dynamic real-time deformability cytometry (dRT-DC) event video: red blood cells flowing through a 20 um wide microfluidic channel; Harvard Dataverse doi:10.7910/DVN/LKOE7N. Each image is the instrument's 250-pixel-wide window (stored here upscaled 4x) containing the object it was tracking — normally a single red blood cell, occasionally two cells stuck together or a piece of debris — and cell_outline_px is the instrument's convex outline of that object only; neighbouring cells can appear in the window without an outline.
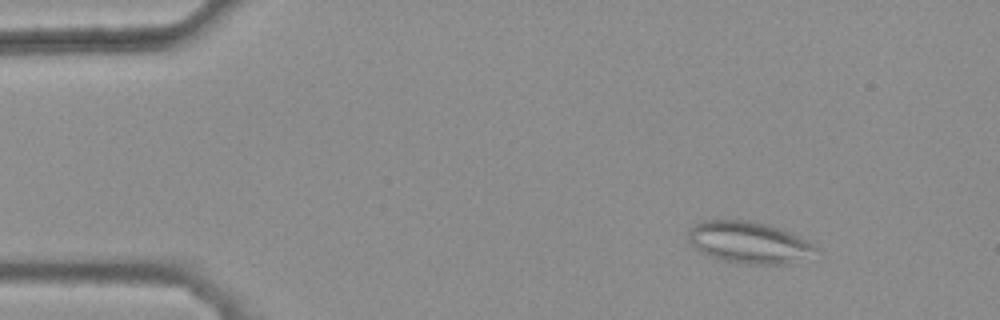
{"species": "common noctule bat (a hibernating species)", "species_latin": "Nyctalus noctula", "temperature_condition": "warm", "stored_images_in_passage": 44, "camera_frame_rate_fps": 3000, "um_per_image_px": 0.085, "animal": {"sex": "female", "body_mass_g": 25.1}, "frame": {"image": 1, "passage_image": 7, "time_ms": 2.0, "image_size_px": [1000, 320], "cell_outline_px": [[820, 252], [788, 264], [744, 264], [720, 260], [700, 252], [688, 244], [688, 232], [696, 224], [704, 220], [744, 220], [768, 224], [780, 228], [808, 240], [820, 248]], "centroid_in_image_um": [63.67, 20.62], "position_along_channel_um": 21.3, "area_um2": 31.33}}
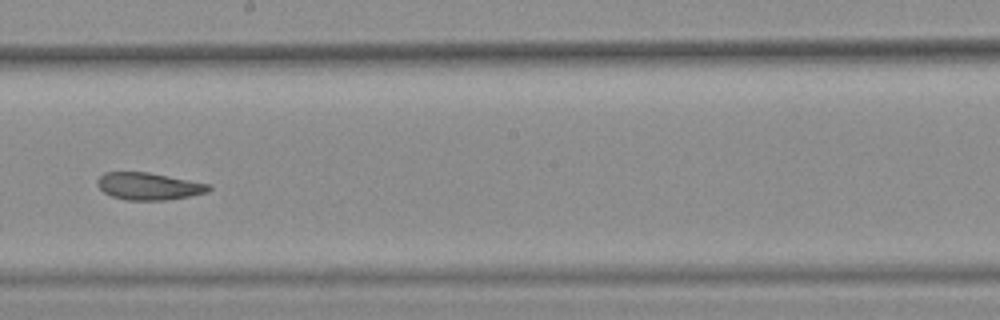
{"frame": {"image": 2, "passage_image": 30, "time_ms": 9.667, "image_size_px": [1000, 320], "cell_outline_px": [[212, 188], [208, 192], [188, 196], [164, 200], [124, 200], [112, 196], [104, 192], [96, 184], [96, 180], [104, 172], [148, 172], [212, 184]], "centroid_in_image_um": [12.65, 15.82], "position_along_channel_um": 235.6, "area_um2": 17.74}}
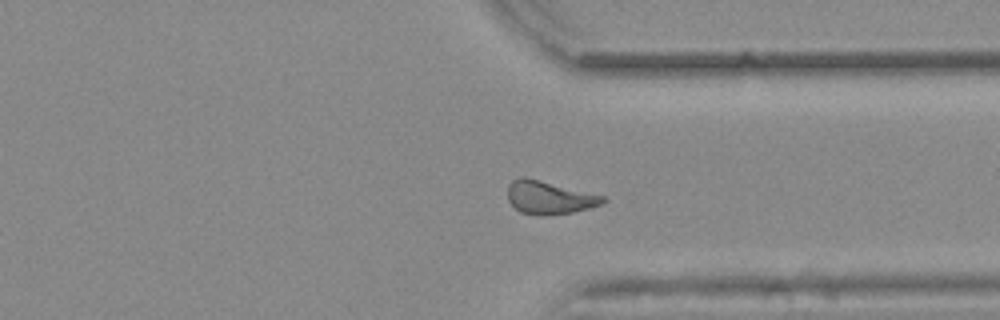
{"frame": {"image": 3, "passage_image": 40, "time_ms": 13.0, "image_size_px": [1000, 320], "cell_outline_px": [[608, 200], [600, 204], [588, 208], [572, 212], [520, 212], [508, 200], [508, 184], [512, 180], [520, 176], [524, 176], [604, 196]], "centroid_in_image_um": [46.67, 16.72], "position_along_channel_um": 364.7, "area_um2": 17.46}, "authors_computed_cell_mechanics": {"area_um2": 18.9295, "velocity_mm_per_s": 3.8668, "shape_relaxation_time_tau1_ms": null, "shape_relaxation_time_tau2_ms": 3.4052, "deformation_change_tau1": null, "deformation_change_tau2": 0.1119}}